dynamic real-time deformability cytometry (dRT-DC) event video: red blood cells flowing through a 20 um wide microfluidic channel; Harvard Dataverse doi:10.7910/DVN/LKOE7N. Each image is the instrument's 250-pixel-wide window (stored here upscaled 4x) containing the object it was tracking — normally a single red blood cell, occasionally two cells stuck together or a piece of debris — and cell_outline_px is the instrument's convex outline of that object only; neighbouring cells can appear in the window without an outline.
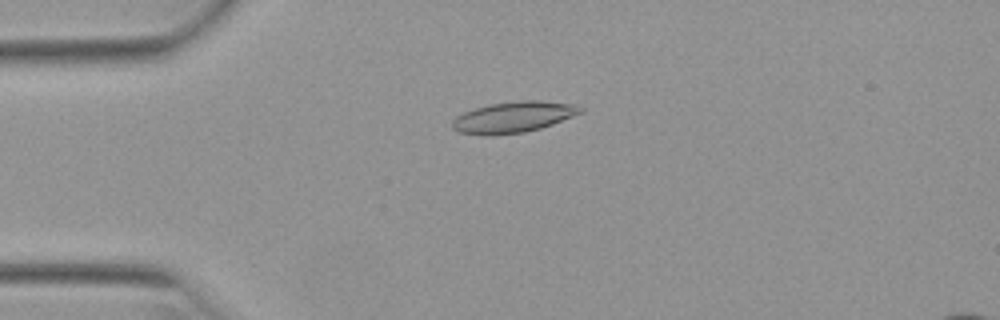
{"species": "Egyptian fruit bat (a non-hibernating species)", "species_latin": "Rousettus aegyptiacus", "temperature_condition": "warm", "stored_images_in_passage": 52, "camera_frame_rate_fps": 3000, "um_per_image_px": 0.085, "animal": {"sex": "female"}, "frame": {"image": 1, "passage_image": 13, "time_ms": 4.0, "image_size_px": [1000, 320], "cell_outline_px": [[584, 112], [552, 124], [540, 128], [524, 132], [460, 132], [452, 128], [452, 120], [456, 116], [464, 112], [488, 104], [520, 100], [540, 100], [576, 104], [584, 108]], "centroid_in_image_um": [43.74, 9.88], "position_along_channel_um": 41.3, "area_um2": 22.37}}
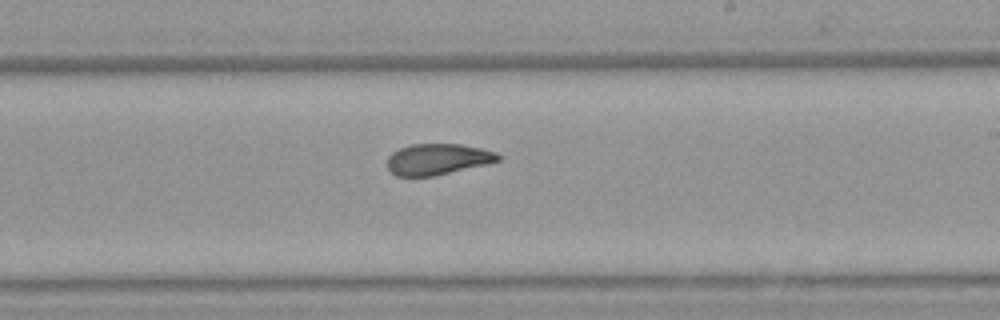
{"frame": {"image": 2, "passage_image": 31, "time_ms": 10.0, "image_size_px": [1000, 320], "cell_outline_px": [[500, 160], [484, 164], [432, 176], [396, 176], [388, 168], [388, 156], [392, 152], [400, 148], [412, 144], [460, 144], [480, 148], [496, 152], [500, 156]], "centroid_in_image_um": [37.17, 13.52], "position_along_channel_um": 251.8, "area_um2": 19.71}}
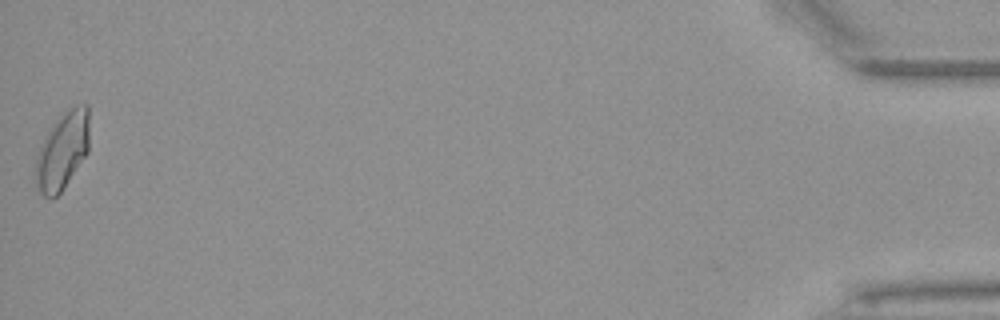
{"frame": {"image": 3, "passage_image": 52, "time_ms": 17.0, "image_size_px": [1000, 320], "cell_outline_px": [[88, 152], [60, 192], [52, 200], [48, 200], [36, 188], [36, 156], [52, 124], [60, 112], [76, 104], [88, 104]], "centroid_in_image_um": [5.3, 12.78], "position_along_channel_um": 429.9, "area_um2": 24.22}, "authors_computed_cell_mechanics": {"area_um2": 21.675, "velocity_mm_per_s": 3.9419, "shape_relaxation_time_tau1_ms": 6.0522, "shape_relaxation_time_tau2_ms": 1.8342, "deformation_change_tau1": 0.1695, "deformation_change_tau2": 0.0676}}